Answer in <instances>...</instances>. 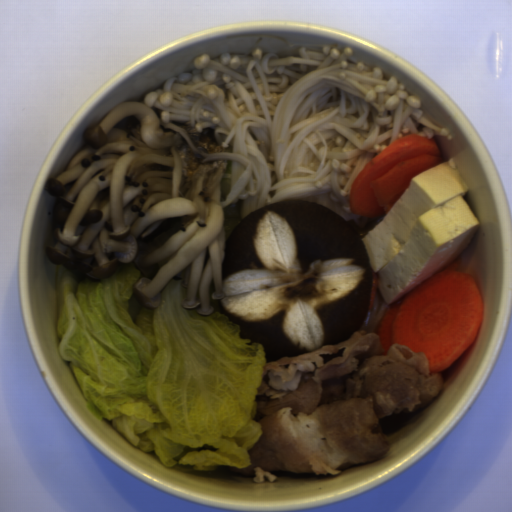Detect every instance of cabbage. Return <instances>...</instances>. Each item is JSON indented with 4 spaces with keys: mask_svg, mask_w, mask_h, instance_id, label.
<instances>
[{
    "mask_svg": "<svg viewBox=\"0 0 512 512\" xmlns=\"http://www.w3.org/2000/svg\"><path fill=\"white\" fill-rule=\"evenodd\" d=\"M132 263L102 279L55 269L56 332L86 408L166 467L229 471L252 464L266 355L222 310L183 309L171 280L148 307Z\"/></svg>",
    "mask_w": 512,
    "mask_h": 512,
    "instance_id": "obj_1",
    "label": "cabbage"
}]
</instances>
